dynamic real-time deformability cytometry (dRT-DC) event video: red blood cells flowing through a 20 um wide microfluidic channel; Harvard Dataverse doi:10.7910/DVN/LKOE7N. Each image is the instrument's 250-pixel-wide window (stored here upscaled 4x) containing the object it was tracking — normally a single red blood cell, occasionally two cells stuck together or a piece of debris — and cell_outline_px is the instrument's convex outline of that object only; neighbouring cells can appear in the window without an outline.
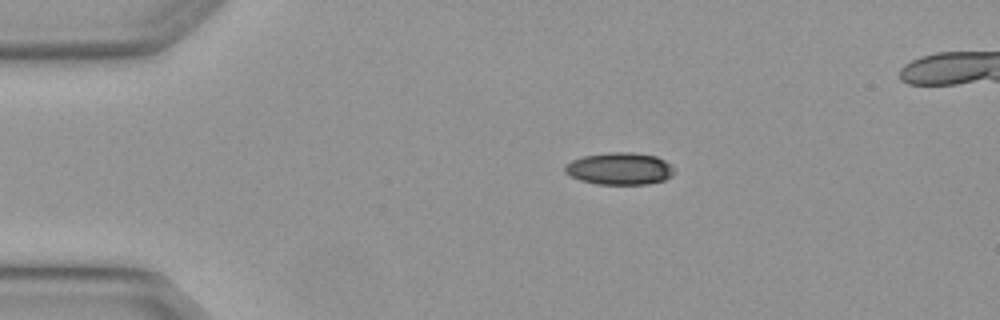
{"species": "Egyptian fruit bat (a non-hibernating species)", "species_latin": "Rousettus aegyptiacus", "temperature_condition": "warm", "stored_images_in_passage": 3, "camera_frame_rate_fps": 3000, "um_per_image_px": 0.085, "animal": {"sex": "female"}, "frame": {"image": 1, "passage_image": 1, "time_ms": 0.0, "image_size_px": [1000, 320], "cell_outline_px": [[676, 172], [672, 176], [664, 180], [648, 184], [596, 184], [580, 180], [564, 172], [564, 164], [572, 160], [584, 156], [608, 152], [632, 152], [656, 156], [672, 164], [676, 168]], "centroid_in_image_um": [52.7, 14.33], "position_along_channel_um": 32.3, "area_um2": 20.75}}
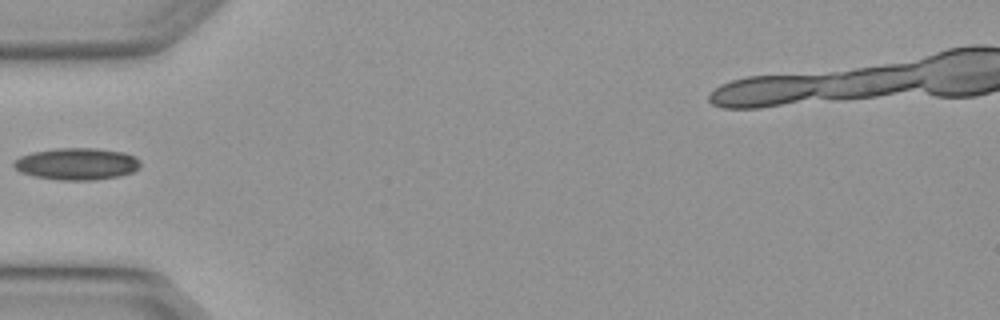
{"frame": {"image": 2, "passage_image": 3, "time_ms": 0.667, "image_size_px": [1000, 320], "cell_outline_px": [[140, 168], [132, 172], [120, 176], [96, 180], [60, 180], [32, 176], [20, 172], [12, 164], [20, 156], [32, 152], [56, 148], [96, 148], [124, 152], [136, 156], [140, 160]], "centroid_in_image_um": [6.56, 13.93], "position_along_channel_um": 78.4, "area_um2": 23.76}}